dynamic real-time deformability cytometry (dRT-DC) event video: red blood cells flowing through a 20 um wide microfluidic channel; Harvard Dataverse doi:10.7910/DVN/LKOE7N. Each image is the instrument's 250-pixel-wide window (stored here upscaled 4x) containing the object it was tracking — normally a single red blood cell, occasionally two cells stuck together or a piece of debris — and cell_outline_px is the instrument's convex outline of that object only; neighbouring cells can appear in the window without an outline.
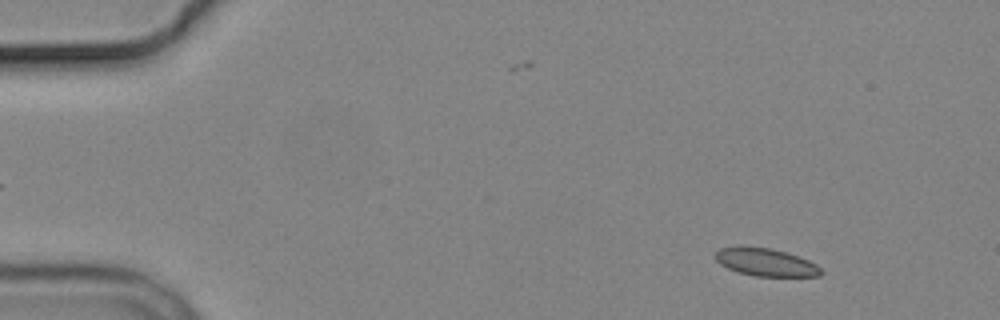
{"species": "common noctule bat (a hibernating species)", "species_latin": "Nyctalus noctula", "temperature_condition": "cold", "stored_images_in_passage": 3, "camera_frame_rate_fps": 3000, "um_per_image_px": 0.085, "animal": {"sex": "male", "body_mass_g": 19.2, "forearm_length_mm": 51.8}, "frame": {"image": 1, "passage_image": 1, "time_ms": 0.0, "image_size_px": [1000, 320], "cell_outline_px": [[824, 272], [820, 276], [756, 276], [740, 272], [728, 268], [720, 264], [712, 256], [720, 248], [740, 244], [772, 248], [788, 252], [808, 260], [816, 264]], "centroid_in_image_um": [65.05, 22.25], "position_along_channel_um": 20.0, "area_um2": 17.51}}